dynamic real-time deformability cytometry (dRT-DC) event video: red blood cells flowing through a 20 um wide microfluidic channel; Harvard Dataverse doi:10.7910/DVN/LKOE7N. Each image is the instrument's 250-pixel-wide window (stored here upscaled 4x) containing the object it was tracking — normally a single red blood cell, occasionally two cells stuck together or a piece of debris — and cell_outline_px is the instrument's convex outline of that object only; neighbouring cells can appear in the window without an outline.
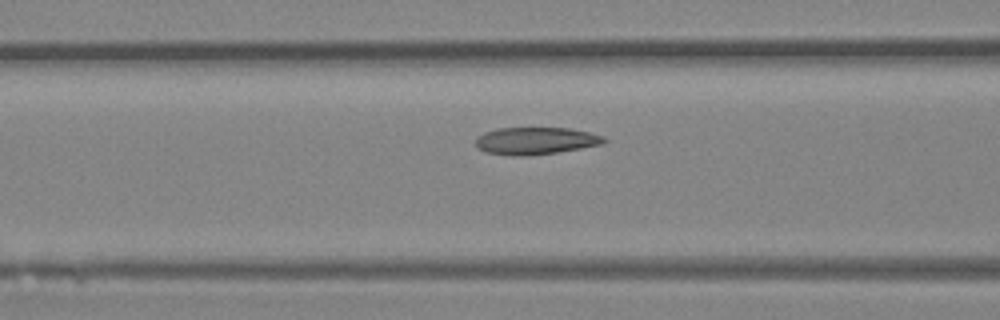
{"species": "Egyptian fruit bat (a non-hibernating species)", "species_latin": "Rousettus aegyptiacus", "temperature_condition": "room temperature", "stored_images_in_passage": 14, "camera_frame_rate_fps": 3000, "um_per_image_px": 0.085, "animal": {"sex": "female"}, "frame": {"image": 1, "passage_image": 12, "time_ms": 3.667, "image_size_px": [1000, 320], "cell_outline_px": [[608, 140], [604, 144], [556, 152], [528, 156], [512, 156], [484, 152], [476, 148], [476, 136], [484, 132], [496, 128], [572, 128], [604, 136]], "centroid_in_image_um": [45.5, 11.97], "position_along_channel_um": 121.1, "area_um2": 20.63}}